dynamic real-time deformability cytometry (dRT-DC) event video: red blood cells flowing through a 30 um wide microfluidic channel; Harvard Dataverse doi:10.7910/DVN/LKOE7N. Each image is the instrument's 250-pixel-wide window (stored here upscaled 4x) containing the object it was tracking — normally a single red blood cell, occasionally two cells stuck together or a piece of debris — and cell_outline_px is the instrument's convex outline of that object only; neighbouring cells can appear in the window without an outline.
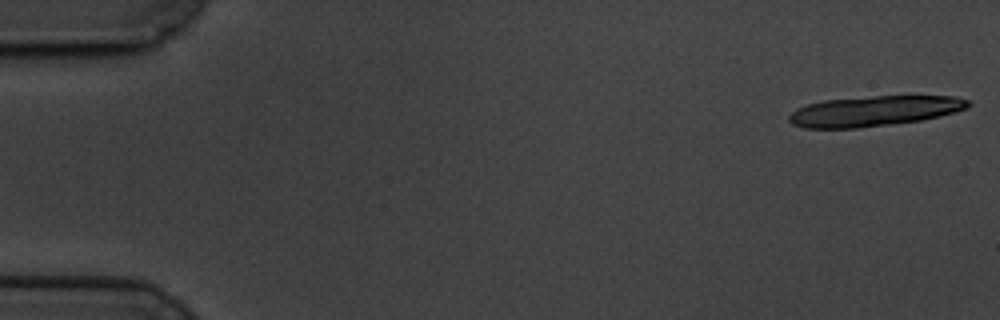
{"species": "common noctule bat (a hibernating species)", "species_latin": "Nyctalus noctula", "temperature_condition": "cold", "stored_images_in_passage": 20, "camera_frame_rate_fps": 3000, "um_per_image_px": 0.085, "animal": {"sex": "male", "body_mass_g": 19.5, "forearm_length_mm": 54.6}, "frame": {"image": 1, "passage_image": 1, "time_ms": 0.0, "image_size_px": [1000, 320], "cell_outline_px": [[972, 104], [968, 108], [920, 120], [856, 128], [804, 128], [792, 124], [788, 120], [788, 116], [796, 108], [808, 104], [824, 100], [876, 96], [956, 96], [968, 100]], "centroid_in_image_um": [74.27, 9.43], "position_along_channel_um": 10.7, "area_um2": 31.27}}